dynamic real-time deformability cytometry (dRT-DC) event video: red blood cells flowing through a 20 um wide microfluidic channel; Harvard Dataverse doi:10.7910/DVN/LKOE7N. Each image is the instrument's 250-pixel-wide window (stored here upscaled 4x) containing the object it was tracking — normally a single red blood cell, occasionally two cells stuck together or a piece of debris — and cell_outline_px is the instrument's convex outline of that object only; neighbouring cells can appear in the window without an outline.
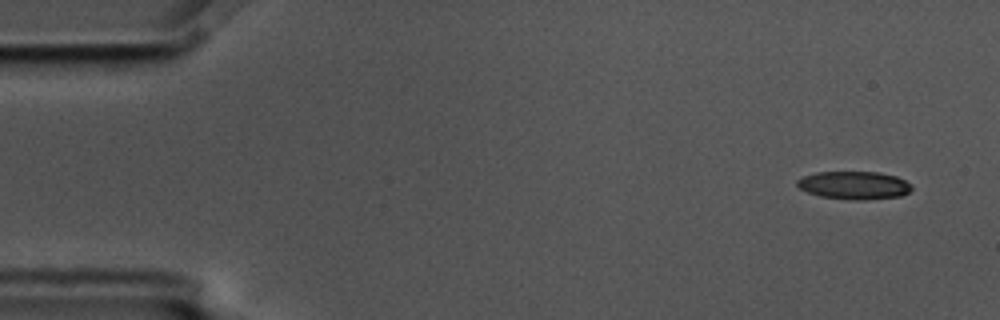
{"species": "common noctule bat (a hibernating species)", "species_latin": "Nyctalus noctula", "temperature_condition": "cold", "stored_images_in_passage": 7, "camera_frame_rate_fps": 3000, "um_per_image_px": 0.085, "animal": {"sex": "male", "body_mass_g": 17.5, "forearm_length_mm": 52.3}, "frame": {"image": 1, "passage_image": 1, "time_ms": 0.0, "image_size_px": [1000, 320], "cell_outline_px": [[912, 188], [908, 192], [900, 196], [864, 200], [852, 200], [820, 196], [808, 192], [800, 188], [796, 184], [796, 180], [804, 176], [816, 172], [880, 172], [896, 176], [912, 184]], "centroid_in_image_um": [72.6, 15.74], "position_along_channel_um": 12.4, "area_um2": 18.67}}
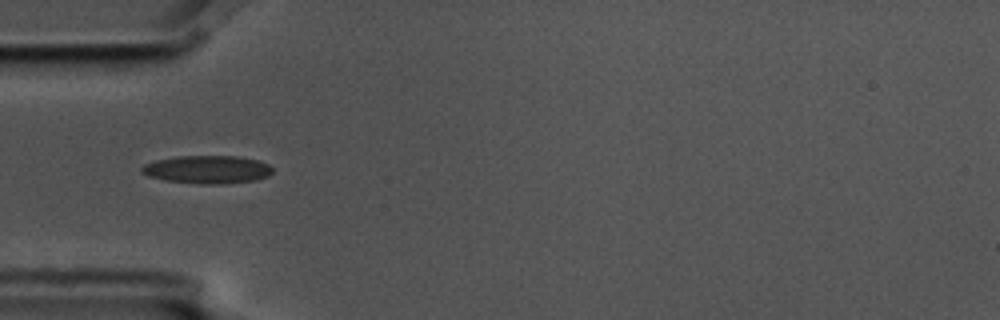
{"frame": {"image": 2, "passage_image": 5, "time_ms": 1.333, "image_size_px": [1000, 320], "cell_outline_px": [[272, 172], [268, 176], [256, 180], [220, 184], [200, 184], [164, 180], [148, 176], [140, 172], [140, 168], [144, 164], [156, 160], [176, 156], [236, 156], [256, 160], [268, 164], [272, 168]], "centroid_in_image_um": [17.59, 14.41], "position_along_channel_um": 67.4, "area_um2": 21.39}}